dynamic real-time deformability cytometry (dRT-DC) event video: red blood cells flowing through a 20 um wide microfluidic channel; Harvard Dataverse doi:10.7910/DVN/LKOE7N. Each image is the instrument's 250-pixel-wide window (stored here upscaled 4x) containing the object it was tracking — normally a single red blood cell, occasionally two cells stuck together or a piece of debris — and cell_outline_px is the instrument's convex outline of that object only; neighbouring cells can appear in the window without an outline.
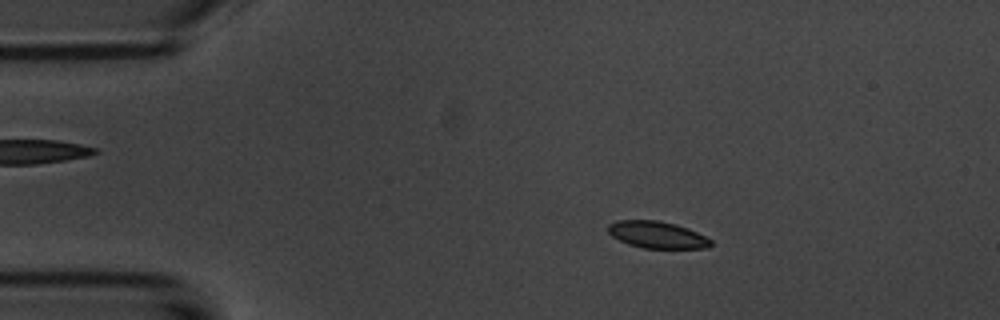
{"species": "common noctule bat (a hibernating species)", "species_latin": "Nyctalus noctula", "temperature_condition": "room temperature", "stored_images_in_passage": 55, "camera_frame_rate_fps": 3000, "um_per_image_px": 0.085, "animal": {"sex": "male", "body_mass_g": 20.1, "forearm_length_mm": 53.5}, "frame": {"image": 1, "passage_image": 10, "time_ms": 3.0, "image_size_px": [1000, 320], "cell_outline_px": [[712, 244], [708, 248], [644, 248], [628, 244], [612, 236], [608, 232], [608, 224], [616, 220], [656, 220], [676, 224], [688, 228], [712, 240]], "centroid_in_image_um": [55.84, 19.95], "position_along_channel_um": 29.2, "area_um2": 16.07}}
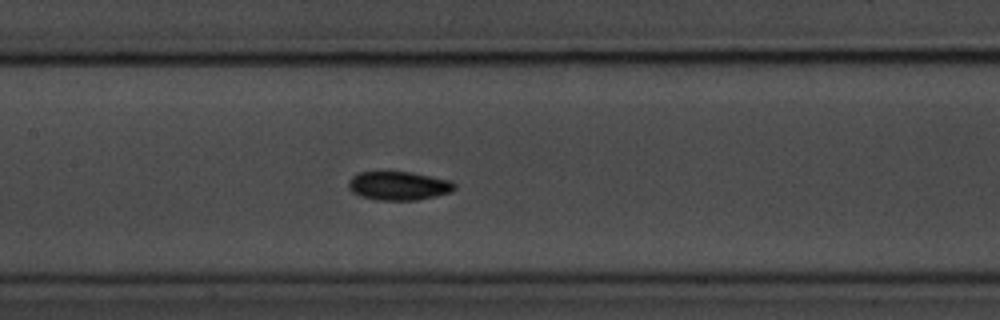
{"frame": {"image": 2, "passage_image": 26, "time_ms": 8.333, "image_size_px": [1000, 320], "cell_outline_px": [[456, 188], [452, 192], [436, 196], [416, 200], [380, 200], [360, 196], [352, 192], [348, 188], [348, 180], [352, 176], [360, 172], [412, 172], [452, 180], [456, 184]], "centroid_in_image_um": [33.91, 15.79], "position_along_channel_um": 173.5, "area_um2": 17.92}}
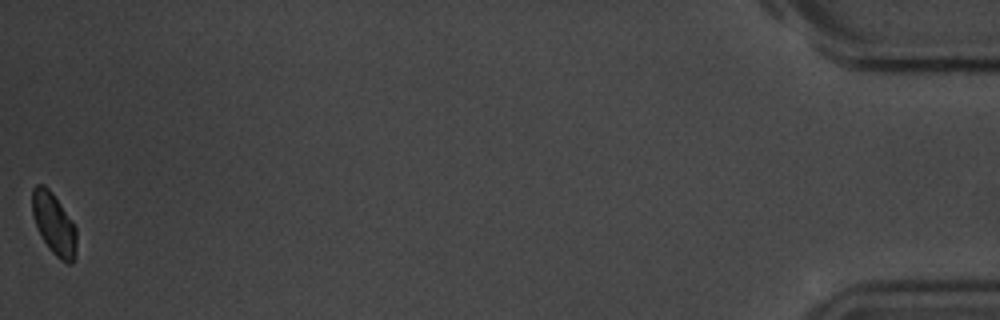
{"frame": {"image": 3, "passage_image": 55, "time_ms": 18.0, "image_size_px": [1000, 320], "cell_outline_px": [[76, 256], [72, 264], [68, 264], [60, 260], [48, 248], [36, 228], [32, 212], [32, 188], [36, 184], [44, 184], [52, 192], [72, 220], [76, 228]], "centroid_in_image_um": [4.58, 19.04], "position_along_channel_um": 430.6, "area_um2": 16.18}, "authors_computed_cell_mechanics": {"area_um2": 16.7042, "velocity_mm_per_s": 3.6692, "shape_relaxation_time_tau1_ms": null, "shape_relaxation_time_tau2_ms": 7.8671, "deformation_change_tau1": null, "deformation_change_tau2": 0.0859}}